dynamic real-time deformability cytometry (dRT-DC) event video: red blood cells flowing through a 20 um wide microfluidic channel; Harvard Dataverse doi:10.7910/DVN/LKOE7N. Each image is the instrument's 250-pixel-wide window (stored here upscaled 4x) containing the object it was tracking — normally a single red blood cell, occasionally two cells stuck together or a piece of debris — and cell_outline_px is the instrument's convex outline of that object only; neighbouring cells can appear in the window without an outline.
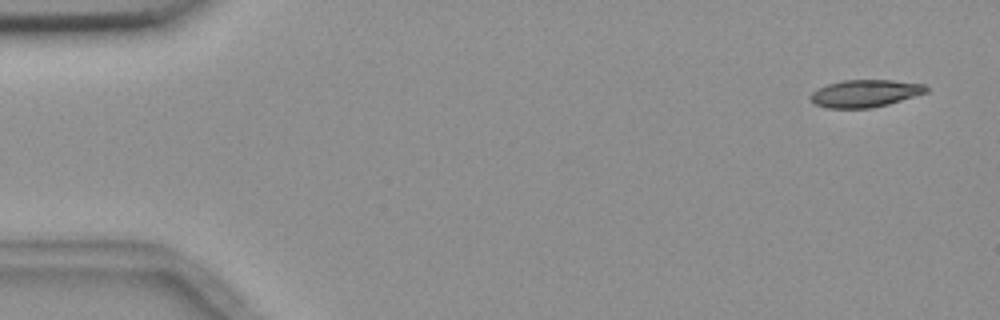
{"species": "common noctule bat (a hibernating species)", "species_latin": "Nyctalus noctula", "temperature_condition": "room temperature", "stored_images_in_passage": 3, "camera_frame_rate_fps": 3000, "um_per_image_px": 0.085, "animal": {"sex": "female", "body_mass_g": 18.4}, "frame": {"image": 1, "passage_image": 1, "time_ms": 0.0, "image_size_px": [1000, 320], "cell_outline_px": [[928, 92], [888, 104], [872, 108], [828, 108], [816, 104], [808, 96], [812, 92], [828, 84], [844, 80], [892, 80], [924, 84], [928, 88]], "centroid_in_image_um": [73.55, 7.94], "position_along_channel_um": 11.5, "area_um2": 18.32}}